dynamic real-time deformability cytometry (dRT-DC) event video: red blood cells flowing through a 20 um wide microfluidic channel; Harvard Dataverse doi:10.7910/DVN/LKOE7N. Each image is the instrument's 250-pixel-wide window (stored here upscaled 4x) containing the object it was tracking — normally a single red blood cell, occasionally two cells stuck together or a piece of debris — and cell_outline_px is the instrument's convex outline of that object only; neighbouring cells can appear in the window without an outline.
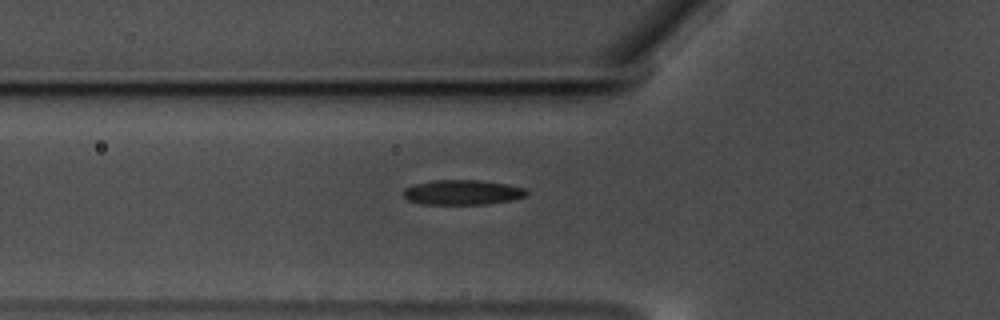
{"species": "common noctule bat (a hibernating species)", "species_latin": "Nyctalus noctula", "temperature_condition": "warm", "stored_images_in_passage": 37, "camera_frame_rate_fps": 3000, "um_per_image_px": 0.085, "animal": {"sex": "male", "body_mass_g": 17.5, "forearm_length_mm": 52.3}, "frame": {"image": 1, "passage_image": 2, "time_ms": 0.333, "image_size_px": [1000, 320], "cell_outline_px": [[528, 196], [512, 200], [484, 204], [424, 204], [408, 200], [404, 196], [404, 188], [416, 184], [432, 180], [480, 180], [508, 184], [528, 188]], "centroid_in_image_um": [39.37, 16.34], "position_along_channel_um": 86.4, "area_um2": 17.98}}
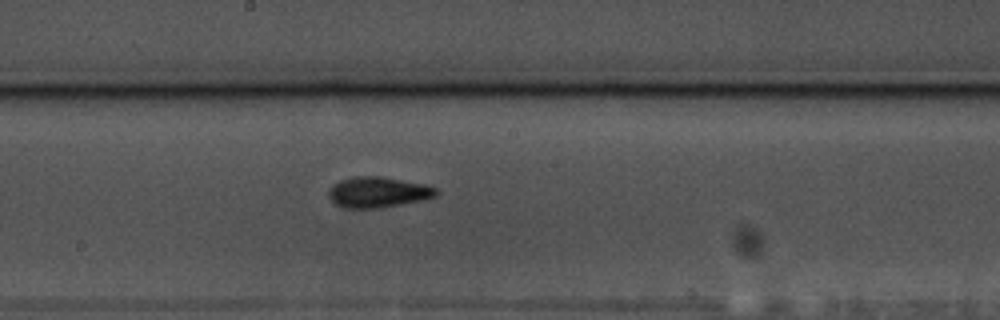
{"frame": {"image": 2, "passage_image": 13, "time_ms": 4.0, "image_size_px": [1000, 320], "cell_outline_px": [[440, 192], [436, 196], [420, 200], [400, 204], [376, 208], [344, 208], [336, 204], [332, 200], [328, 192], [340, 180], [352, 176], [380, 176], [424, 184], [436, 188]], "centroid_in_image_um": [32.15, 16.33], "position_along_channel_um": 216.1, "area_um2": 18.9}}
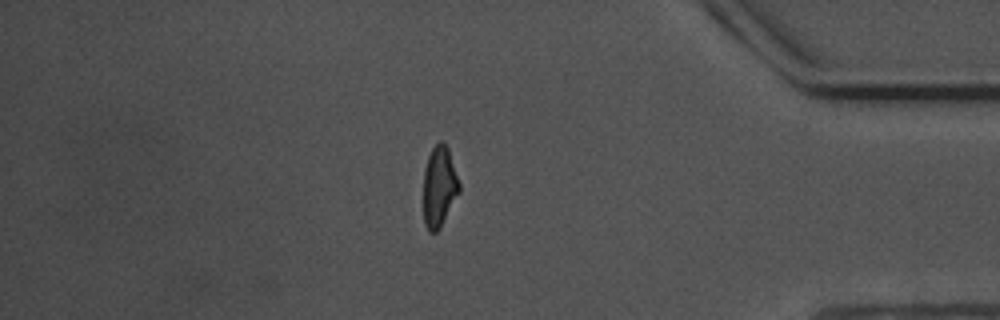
{"frame": {"image": 3, "passage_image": 31, "time_ms": 10.0, "image_size_px": [1000, 320], "cell_outline_px": [[460, 192], [440, 228], [436, 232], [428, 232], [424, 224], [424, 168], [428, 156], [432, 148], [440, 140], [448, 148], [460, 184]], "centroid_in_image_um": [37.33, 15.88], "position_along_channel_um": 397.9, "area_um2": 16.88}}